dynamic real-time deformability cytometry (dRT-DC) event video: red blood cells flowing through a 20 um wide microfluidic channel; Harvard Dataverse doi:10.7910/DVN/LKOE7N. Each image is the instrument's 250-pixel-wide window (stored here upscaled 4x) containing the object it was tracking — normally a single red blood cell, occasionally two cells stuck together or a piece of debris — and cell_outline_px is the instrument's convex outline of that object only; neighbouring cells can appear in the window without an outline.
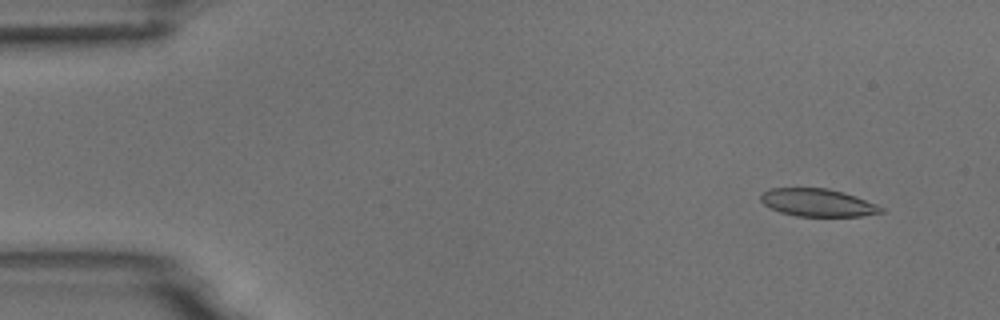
{"species": "common noctule bat (a hibernating species)", "species_latin": "Nyctalus noctula", "temperature_condition": "room temperature", "stored_images_in_passage": 5, "camera_frame_rate_fps": 3000, "um_per_image_px": 0.085, "animal": {"sex": "male", "body_mass_g": 18.8}, "frame": {"image": 1, "passage_image": 2, "time_ms": 1.333, "image_size_px": [1000, 320], "cell_outline_px": [[884, 212], [860, 216], [796, 216], [780, 212], [764, 204], [760, 200], [760, 196], [768, 188], [828, 188], [844, 192], [876, 204], [884, 208]], "centroid_in_image_um": [69.5, 17.22], "position_along_channel_um": 15.5, "area_um2": 19.36}}
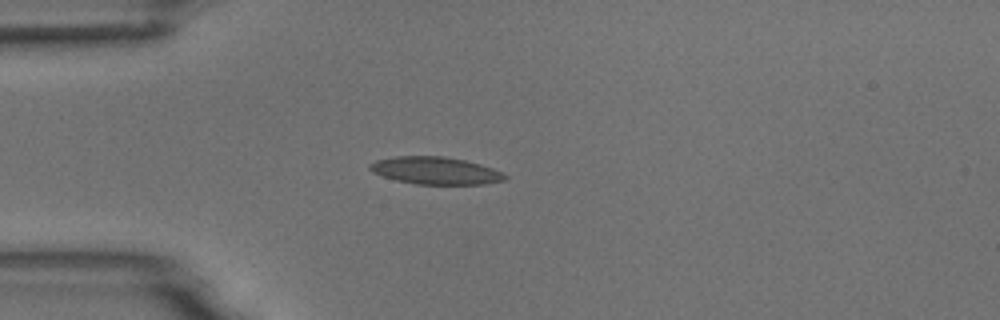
{"frame": {"image": 2, "passage_image": 5, "time_ms": 4.667, "image_size_px": [1000, 320], "cell_outline_px": [[508, 176], [504, 180], [484, 184], [416, 184], [396, 180], [372, 172], [368, 168], [368, 164], [376, 160], [396, 156], [444, 156], [464, 160], [480, 164], [492, 168]], "centroid_in_image_um": [36.98, 14.5], "position_along_channel_um": 48.0, "area_um2": 21.44}}